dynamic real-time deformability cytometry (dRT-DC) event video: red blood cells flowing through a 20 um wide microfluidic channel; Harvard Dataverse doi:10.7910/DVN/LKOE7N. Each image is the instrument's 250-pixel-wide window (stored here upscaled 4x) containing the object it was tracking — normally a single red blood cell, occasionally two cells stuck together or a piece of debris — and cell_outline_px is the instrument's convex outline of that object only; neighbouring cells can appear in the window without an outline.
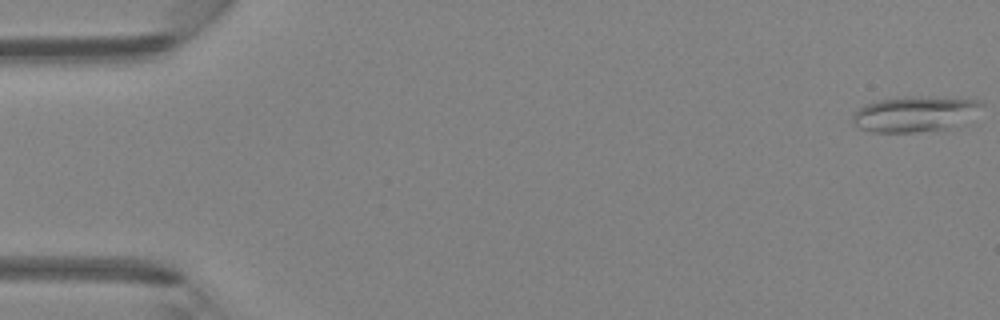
{"species": "Egyptian fruit bat (a non-hibernating species)", "species_latin": "Rousettus aegyptiacus", "temperature_condition": "room temperature", "stored_images_in_passage": 46, "camera_frame_rate_fps": 3000, "um_per_image_px": 0.085, "animal": {"sex": "female"}, "frame": {"image": 1, "passage_image": 1, "time_ms": 0.0, "image_size_px": [1000, 320], "cell_outline_px": [[984, 104], [948, 128], [916, 132], [872, 132], [860, 128], [852, 124], [852, 116], [864, 104], [880, 100], [908, 96], [912, 96], [976, 100]], "centroid_in_image_um": [77.59, 9.69], "position_along_channel_um": 7.4, "area_um2": 25.61}}
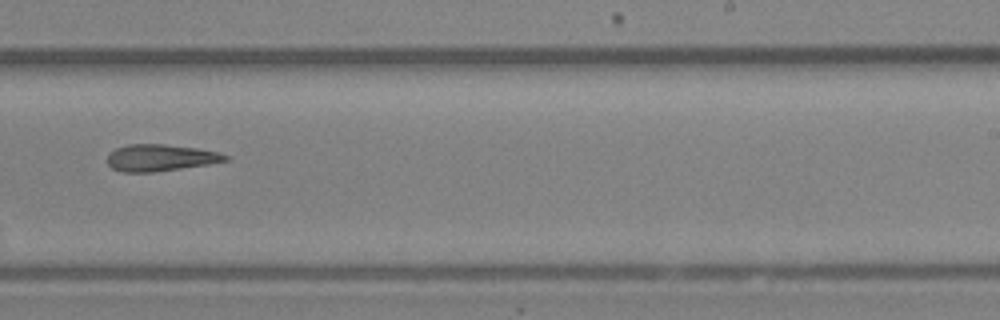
{"frame": {"image": 2, "passage_image": 29, "time_ms": 9.333, "image_size_px": [1000, 320], "cell_outline_px": [[228, 160], [208, 164], [152, 172], [120, 172], [112, 168], [108, 164], [108, 152], [116, 148], [128, 144], [164, 144], [196, 148], [220, 152], [228, 156]], "centroid_in_image_um": [13.6, 13.4], "position_along_channel_um": 275.4, "area_um2": 18.32}}
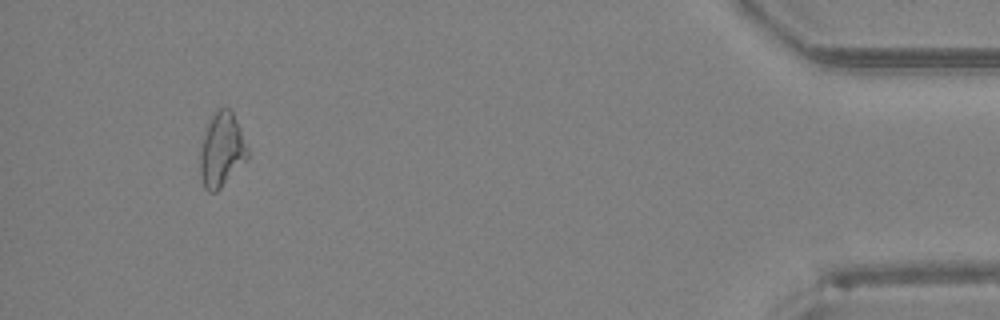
{"frame": {"image": 3, "passage_image": 43, "time_ms": 14.0, "image_size_px": [1000, 320], "cell_outline_px": [[248, 160], [216, 192], [208, 192], [204, 188], [200, 172], [200, 152], [204, 136], [208, 124], [212, 116], [220, 108], [228, 108], [232, 112], [248, 148]], "centroid_in_image_um": [18.85, 12.79], "position_along_channel_um": 416.4, "area_um2": 20.17}}